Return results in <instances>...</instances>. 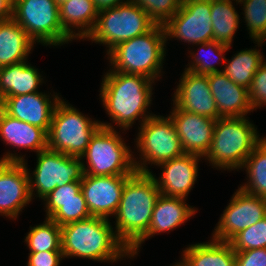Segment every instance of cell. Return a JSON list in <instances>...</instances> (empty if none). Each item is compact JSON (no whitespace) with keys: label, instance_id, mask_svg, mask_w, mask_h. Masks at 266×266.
I'll return each instance as SVG.
<instances>
[{"label":"cell","instance_id":"obj_41","mask_svg":"<svg viewBox=\"0 0 266 266\" xmlns=\"http://www.w3.org/2000/svg\"><path fill=\"white\" fill-rule=\"evenodd\" d=\"M98 10L111 8L119 4L125 3V0H93Z\"/></svg>","mask_w":266,"mask_h":266},{"label":"cell","instance_id":"obj_29","mask_svg":"<svg viewBox=\"0 0 266 266\" xmlns=\"http://www.w3.org/2000/svg\"><path fill=\"white\" fill-rule=\"evenodd\" d=\"M242 168H246L248 181L239 188L246 193L266 198V137L254 147Z\"/></svg>","mask_w":266,"mask_h":266},{"label":"cell","instance_id":"obj_8","mask_svg":"<svg viewBox=\"0 0 266 266\" xmlns=\"http://www.w3.org/2000/svg\"><path fill=\"white\" fill-rule=\"evenodd\" d=\"M156 23L131 0L99 10L96 25L88 36L96 44L106 45L107 53L119 43L150 31Z\"/></svg>","mask_w":266,"mask_h":266},{"label":"cell","instance_id":"obj_30","mask_svg":"<svg viewBox=\"0 0 266 266\" xmlns=\"http://www.w3.org/2000/svg\"><path fill=\"white\" fill-rule=\"evenodd\" d=\"M44 223L30 226L24 242L30 253L45 251H62L61 226L54 221L45 218Z\"/></svg>","mask_w":266,"mask_h":266},{"label":"cell","instance_id":"obj_3","mask_svg":"<svg viewBox=\"0 0 266 266\" xmlns=\"http://www.w3.org/2000/svg\"><path fill=\"white\" fill-rule=\"evenodd\" d=\"M160 190L150 173L135 171L125 182L115 213L117 237L130 250L147 232Z\"/></svg>","mask_w":266,"mask_h":266},{"label":"cell","instance_id":"obj_11","mask_svg":"<svg viewBox=\"0 0 266 266\" xmlns=\"http://www.w3.org/2000/svg\"><path fill=\"white\" fill-rule=\"evenodd\" d=\"M12 18L35 44L56 47L73 41L61 25L55 0H13Z\"/></svg>","mask_w":266,"mask_h":266},{"label":"cell","instance_id":"obj_10","mask_svg":"<svg viewBox=\"0 0 266 266\" xmlns=\"http://www.w3.org/2000/svg\"><path fill=\"white\" fill-rule=\"evenodd\" d=\"M138 129L135 144L140 157H137V160H141L136 161V156L133 155L136 171L150 173L151 169H148V164L158 166L163 162L185 154L169 116L154 114L140 127L138 126Z\"/></svg>","mask_w":266,"mask_h":266},{"label":"cell","instance_id":"obj_24","mask_svg":"<svg viewBox=\"0 0 266 266\" xmlns=\"http://www.w3.org/2000/svg\"><path fill=\"white\" fill-rule=\"evenodd\" d=\"M28 61L0 67V101L6 97L39 92L44 79Z\"/></svg>","mask_w":266,"mask_h":266},{"label":"cell","instance_id":"obj_32","mask_svg":"<svg viewBox=\"0 0 266 266\" xmlns=\"http://www.w3.org/2000/svg\"><path fill=\"white\" fill-rule=\"evenodd\" d=\"M236 3L243 6L249 36L259 48L266 40V0H238Z\"/></svg>","mask_w":266,"mask_h":266},{"label":"cell","instance_id":"obj_36","mask_svg":"<svg viewBox=\"0 0 266 266\" xmlns=\"http://www.w3.org/2000/svg\"><path fill=\"white\" fill-rule=\"evenodd\" d=\"M91 217L86 201L58 202V209L49 217L58 226Z\"/></svg>","mask_w":266,"mask_h":266},{"label":"cell","instance_id":"obj_23","mask_svg":"<svg viewBox=\"0 0 266 266\" xmlns=\"http://www.w3.org/2000/svg\"><path fill=\"white\" fill-rule=\"evenodd\" d=\"M98 12L93 0H68L59 5L61 25L72 40L88 38L96 25Z\"/></svg>","mask_w":266,"mask_h":266},{"label":"cell","instance_id":"obj_7","mask_svg":"<svg viewBox=\"0 0 266 266\" xmlns=\"http://www.w3.org/2000/svg\"><path fill=\"white\" fill-rule=\"evenodd\" d=\"M36 155L37 164L32 173H30L31 171L23 155L20 156L9 151L0 158L2 162L24 163L29 176L31 198L34 199L35 195V197L43 199L56 187H62L71 182L82 180L84 171L81 158L68 156L49 148L36 153Z\"/></svg>","mask_w":266,"mask_h":266},{"label":"cell","instance_id":"obj_12","mask_svg":"<svg viewBox=\"0 0 266 266\" xmlns=\"http://www.w3.org/2000/svg\"><path fill=\"white\" fill-rule=\"evenodd\" d=\"M211 0H182L178 12L164 25L166 39L197 45L213 40Z\"/></svg>","mask_w":266,"mask_h":266},{"label":"cell","instance_id":"obj_6","mask_svg":"<svg viewBox=\"0 0 266 266\" xmlns=\"http://www.w3.org/2000/svg\"><path fill=\"white\" fill-rule=\"evenodd\" d=\"M100 123L101 127L91 137L86 151L80 157L84 174L131 176L136 171L132 149L126 145L112 123Z\"/></svg>","mask_w":266,"mask_h":266},{"label":"cell","instance_id":"obj_5","mask_svg":"<svg viewBox=\"0 0 266 266\" xmlns=\"http://www.w3.org/2000/svg\"><path fill=\"white\" fill-rule=\"evenodd\" d=\"M167 41L163 25L156 24L147 33L112 48L106 54L110 70L139 74L156 81L162 75Z\"/></svg>","mask_w":266,"mask_h":266},{"label":"cell","instance_id":"obj_20","mask_svg":"<svg viewBox=\"0 0 266 266\" xmlns=\"http://www.w3.org/2000/svg\"><path fill=\"white\" fill-rule=\"evenodd\" d=\"M185 201V198L167 197L160 194L154 206L148 232L130 249L132 258L138 255L140 247L149 237L158 233L173 231L197 213L198 209Z\"/></svg>","mask_w":266,"mask_h":266},{"label":"cell","instance_id":"obj_16","mask_svg":"<svg viewBox=\"0 0 266 266\" xmlns=\"http://www.w3.org/2000/svg\"><path fill=\"white\" fill-rule=\"evenodd\" d=\"M60 96L57 93L47 95L45 92L11 96L0 101V108L9 116L40 127L48 133Z\"/></svg>","mask_w":266,"mask_h":266},{"label":"cell","instance_id":"obj_42","mask_svg":"<svg viewBox=\"0 0 266 266\" xmlns=\"http://www.w3.org/2000/svg\"><path fill=\"white\" fill-rule=\"evenodd\" d=\"M170 266H185V265L181 260H179V262L175 263L174 265L172 264Z\"/></svg>","mask_w":266,"mask_h":266},{"label":"cell","instance_id":"obj_28","mask_svg":"<svg viewBox=\"0 0 266 266\" xmlns=\"http://www.w3.org/2000/svg\"><path fill=\"white\" fill-rule=\"evenodd\" d=\"M232 1L238 0H211L213 40L228 46L232 45L240 24V15Z\"/></svg>","mask_w":266,"mask_h":266},{"label":"cell","instance_id":"obj_33","mask_svg":"<svg viewBox=\"0 0 266 266\" xmlns=\"http://www.w3.org/2000/svg\"><path fill=\"white\" fill-rule=\"evenodd\" d=\"M229 243L235 252L266 248V216L256 224L240 231Z\"/></svg>","mask_w":266,"mask_h":266},{"label":"cell","instance_id":"obj_21","mask_svg":"<svg viewBox=\"0 0 266 266\" xmlns=\"http://www.w3.org/2000/svg\"><path fill=\"white\" fill-rule=\"evenodd\" d=\"M207 76L218 118L244 117L253 112L248 89L232 82L223 72L209 73Z\"/></svg>","mask_w":266,"mask_h":266},{"label":"cell","instance_id":"obj_17","mask_svg":"<svg viewBox=\"0 0 266 266\" xmlns=\"http://www.w3.org/2000/svg\"><path fill=\"white\" fill-rule=\"evenodd\" d=\"M185 153L204 157L213 138L216 120L184 111L173 103L169 114Z\"/></svg>","mask_w":266,"mask_h":266},{"label":"cell","instance_id":"obj_39","mask_svg":"<svg viewBox=\"0 0 266 266\" xmlns=\"http://www.w3.org/2000/svg\"><path fill=\"white\" fill-rule=\"evenodd\" d=\"M28 255L27 266H59L64 259L62 251H45Z\"/></svg>","mask_w":266,"mask_h":266},{"label":"cell","instance_id":"obj_25","mask_svg":"<svg viewBox=\"0 0 266 266\" xmlns=\"http://www.w3.org/2000/svg\"><path fill=\"white\" fill-rule=\"evenodd\" d=\"M185 266H236V252L229 242L211 239L191 244L182 251Z\"/></svg>","mask_w":266,"mask_h":266},{"label":"cell","instance_id":"obj_22","mask_svg":"<svg viewBox=\"0 0 266 266\" xmlns=\"http://www.w3.org/2000/svg\"><path fill=\"white\" fill-rule=\"evenodd\" d=\"M0 137L6 145L17 149H29L38 153L48 148V134L44 129L13 118L1 108Z\"/></svg>","mask_w":266,"mask_h":266},{"label":"cell","instance_id":"obj_43","mask_svg":"<svg viewBox=\"0 0 266 266\" xmlns=\"http://www.w3.org/2000/svg\"><path fill=\"white\" fill-rule=\"evenodd\" d=\"M68 0H55V2L57 3V5H61L62 3L66 2Z\"/></svg>","mask_w":266,"mask_h":266},{"label":"cell","instance_id":"obj_18","mask_svg":"<svg viewBox=\"0 0 266 266\" xmlns=\"http://www.w3.org/2000/svg\"><path fill=\"white\" fill-rule=\"evenodd\" d=\"M204 160L202 156L196 154H188L173 158L163 162L161 167V176L157 179L152 171L157 188L160 193L167 197H180L187 199L198 177V162ZM163 168V169H162Z\"/></svg>","mask_w":266,"mask_h":266},{"label":"cell","instance_id":"obj_38","mask_svg":"<svg viewBox=\"0 0 266 266\" xmlns=\"http://www.w3.org/2000/svg\"><path fill=\"white\" fill-rule=\"evenodd\" d=\"M236 266H266V248L236 252Z\"/></svg>","mask_w":266,"mask_h":266},{"label":"cell","instance_id":"obj_27","mask_svg":"<svg viewBox=\"0 0 266 266\" xmlns=\"http://www.w3.org/2000/svg\"><path fill=\"white\" fill-rule=\"evenodd\" d=\"M257 48L243 49L234 54V57L226 59L222 65V72L237 85L249 89L254 74L260 65L266 60Z\"/></svg>","mask_w":266,"mask_h":266},{"label":"cell","instance_id":"obj_15","mask_svg":"<svg viewBox=\"0 0 266 266\" xmlns=\"http://www.w3.org/2000/svg\"><path fill=\"white\" fill-rule=\"evenodd\" d=\"M31 201L24 163L0 161V215L16 220Z\"/></svg>","mask_w":266,"mask_h":266},{"label":"cell","instance_id":"obj_34","mask_svg":"<svg viewBox=\"0 0 266 266\" xmlns=\"http://www.w3.org/2000/svg\"><path fill=\"white\" fill-rule=\"evenodd\" d=\"M159 25H164L179 10L182 0H131Z\"/></svg>","mask_w":266,"mask_h":266},{"label":"cell","instance_id":"obj_19","mask_svg":"<svg viewBox=\"0 0 266 266\" xmlns=\"http://www.w3.org/2000/svg\"><path fill=\"white\" fill-rule=\"evenodd\" d=\"M173 103L184 111L218 119V109L211 94L207 75L184 70L174 91Z\"/></svg>","mask_w":266,"mask_h":266},{"label":"cell","instance_id":"obj_35","mask_svg":"<svg viewBox=\"0 0 266 266\" xmlns=\"http://www.w3.org/2000/svg\"><path fill=\"white\" fill-rule=\"evenodd\" d=\"M42 200L46 209V218H49L58 209V202L85 201L81 190V181H74L62 187H56Z\"/></svg>","mask_w":266,"mask_h":266},{"label":"cell","instance_id":"obj_26","mask_svg":"<svg viewBox=\"0 0 266 266\" xmlns=\"http://www.w3.org/2000/svg\"><path fill=\"white\" fill-rule=\"evenodd\" d=\"M34 42L13 18L0 22V67L26 61Z\"/></svg>","mask_w":266,"mask_h":266},{"label":"cell","instance_id":"obj_40","mask_svg":"<svg viewBox=\"0 0 266 266\" xmlns=\"http://www.w3.org/2000/svg\"><path fill=\"white\" fill-rule=\"evenodd\" d=\"M13 17V0H0V22Z\"/></svg>","mask_w":266,"mask_h":266},{"label":"cell","instance_id":"obj_9","mask_svg":"<svg viewBox=\"0 0 266 266\" xmlns=\"http://www.w3.org/2000/svg\"><path fill=\"white\" fill-rule=\"evenodd\" d=\"M100 122L82 114L61 98L55 107L47 133L48 148L80 158L86 151L91 137L101 127Z\"/></svg>","mask_w":266,"mask_h":266},{"label":"cell","instance_id":"obj_14","mask_svg":"<svg viewBox=\"0 0 266 266\" xmlns=\"http://www.w3.org/2000/svg\"><path fill=\"white\" fill-rule=\"evenodd\" d=\"M130 176H93L84 174L81 190L91 216L109 220L118 210L122 191Z\"/></svg>","mask_w":266,"mask_h":266},{"label":"cell","instance_id":"obj_4","mask_svg":"<svg viewBox=\"0 0 266 266\" xmlns=\"http://www.w3.org/2000/svg\"><path fill=\"white\" fill-rule=\"evenodd\" d=\"M218 118L210 148L203 159L219 170L242 169L254 147L264 138L249 117ZM260 136V137H259Z\"/></svg>","mask_w":266,"mask_h":266},{"label":"cell","instance_id":"obj_2","mask_svg":"<svg viewBox=\"0 0 266 266\" xmlns=\"http://www.w3.org/2000/svg\"><path fill=\"white\" fill-rule=\"evenodd\" d=\"M64 259L80 257L92 261H120L131 258L130 250L117 237L110 220L91 216L61 226Z\"/></svg>","mask_w":266,"mask_h":266},{"label":"cell","instance_id":"obj_13","mask_svg":"<svg viewBox=\"0 0 266 266\" xmlns=\"http://www.w3.org/2000/svg\"><path fill=\"white\" fill-rule=\"evenodd\" d=\"M221 214L212 237L229 242L240 231L256 224L266 216V198L246 193L238 188Z\"/></svg>","mask_w":266,"mask_h":266},{"label":"cell","instance_id":"obj_31","mask_svg":"<svg viewBox=\"0 0 266 266\" xmlns=\"http://www.w3.org/2000/svg\"><path fill=\"white\" fill-rule=\"evenodd\" d=\"M197 46L199 47L198 48V52L196 54V52L194 53L193 50L188 52L190 53V57H192L191 60L188 64L189 65H186L188 67H186L184 70L186 71H189V72H193L195 74H203V75H207L209 73H216V72H222V70H220L218 67H216V64L215 63H218L217 61H220L218 63L221 64V63H225L226 61V57L224 56V53L227 52L231 46H228V45H224L222 43H219L215 40H212V41H208V42H205V43H200V44H197ZM201 50V52H200ZM207 51L209 55V57L207 56V59L205 58L204 55V51ZM205 51V53H206ZM203 53V54H201ZM208 54H205V55H208ZM212 56V57H211ZM212 58V61H210ZM210 59V60H209ZM214 59V60H213ZM217 60V61H215ZM215 61V62H214ZM215 64V65H214Z\"/></svg>","mask_w":266,"mask_h":266},{"label":"cell","instance_id":"obj_1","mask_svg":"<svg viewBox=\"0 0 266 266\" xmlns=\"http://www.w3.org/2000/svg\"><path fill=\"white\" fill-rule=\"evenodd\" d=\"M152 84L155 81L143 75L108 70L102 78L99 96L110 121L125 131L136 120L141 119L142 125L153 116L147 111L153 99Z\"/></svg>","mask_w":266,"mask_h":266},{"label":"cell","instance_id":"obj_37","mask_svg":"<svg viewBox=\"0 0 266 266\" xmlns=\"http://www.w3.org/2000/svg\"><path fill=\"white\" fill-rule=\"evenodd\" d=\"M248 97L253 111L266 105V60L254 74Z\"/></svg>","mask_w":266,"mask_h":266}]
</instances>
